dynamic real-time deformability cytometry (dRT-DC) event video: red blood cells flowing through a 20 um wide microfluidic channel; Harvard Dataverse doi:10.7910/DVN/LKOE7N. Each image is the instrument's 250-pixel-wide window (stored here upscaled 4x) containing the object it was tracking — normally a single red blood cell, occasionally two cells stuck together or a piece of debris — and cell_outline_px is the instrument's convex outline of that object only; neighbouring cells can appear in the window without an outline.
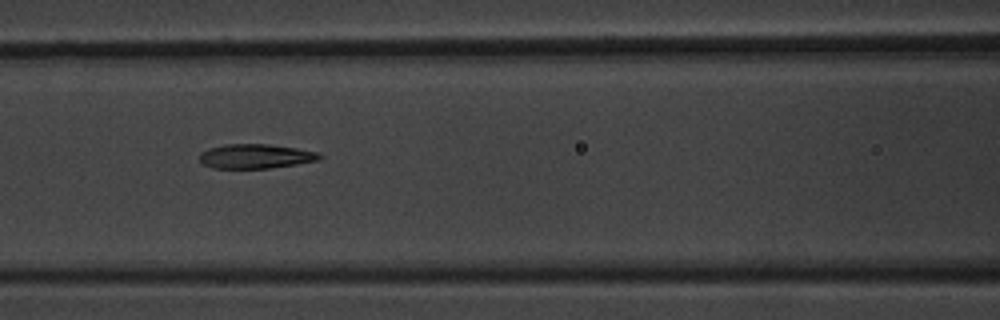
{"species": "common noctule bat (a hibernating species)", "species_latin": "Nyctalus noctula", "temperature_condition": "warm", "stored_images_in_passage": 6, "camera_frame_rate_fps": 3000, "um_per_image_px": 0.085, "animal": {"sex": "male", "body_mass_g": 20.1, "forearm_length_mm": 53.5}, "frame": {"image": 1, "passage_image": 4, "time_ms": 3.333, "image_size_px": [1000, 320], "cell_outline_px": [[324, 156], [320, 160], [296, 164], [268, 168], [212, 168], [204, 164], [200, 160], [200, 152], [208, 148], [224, 144], [268, 144], [296, 148], [320, 152]], "centroid_in_image_um": [21.75, 13.27], "position_along_channel_um": 144.8, "area_um2": 17.17}}
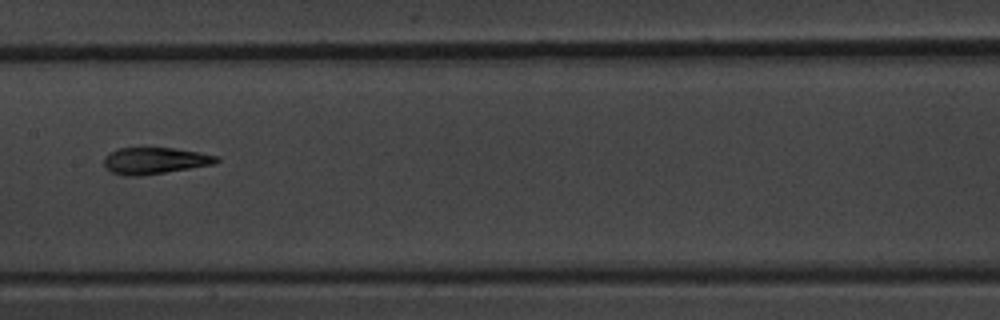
{"frame": {"image": 2, "passage_image": 5, "time_ms": 4.667, "image_size_px": [1000, 320], "cell_outline_px": [[220, 160], [216, 164], [140, 176], [124, 176], [112, 172], [104, 164], [104, 156], [108, 152], [116, 148], [172, 148], [200, 152], [220, 156]], "centroid_in_image_um": [13.18, 13.65], "position_along_channel_um": 194.2, "area_um2": 17.57}}
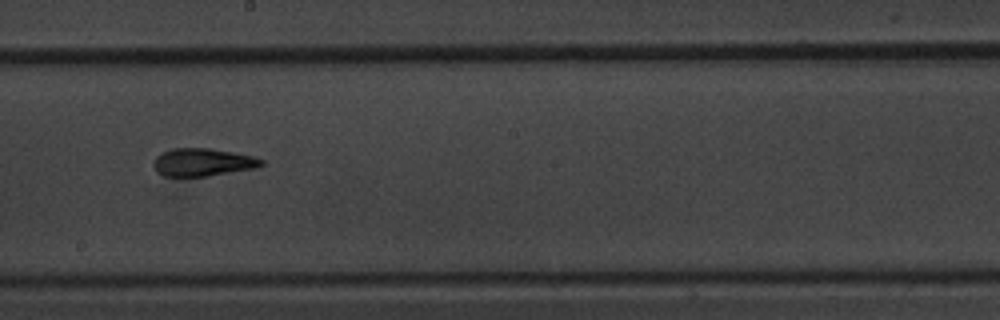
{"frame": {"image": 3, "passage_image": 6, "time_ms": 5.667, "image_size_px": [1000, 320], "cell_outline_px": [[264, 164], [256, 168], [208, 176], [164, 176], [156, 172], [152, 164], [156, 156], [172, 148], [208, 148], [232, 152], [252, 156], [264, 160]], "centroid_in_image_um": [17.21, 13.79], "position_along_channel_um": 231.0, "area_um2": 17.46}}